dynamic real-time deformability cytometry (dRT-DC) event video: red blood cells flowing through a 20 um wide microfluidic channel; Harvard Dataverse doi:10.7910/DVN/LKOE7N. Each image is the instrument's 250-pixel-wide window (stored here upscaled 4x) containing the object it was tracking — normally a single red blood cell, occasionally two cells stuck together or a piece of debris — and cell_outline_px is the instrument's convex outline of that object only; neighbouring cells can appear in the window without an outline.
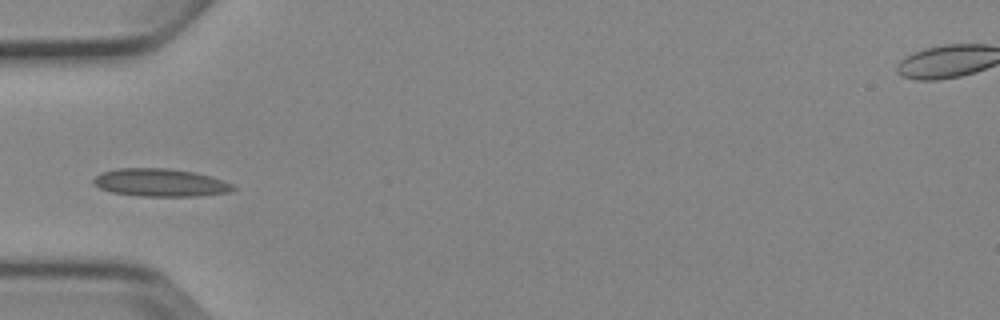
{"species": "Egyptian fruit bat (a non-hibernating species)", "species_latin": "Rousettus aegyptiacus", "temperature_condition": "cold", "stored_images_in_passage": 4, "camera_frame_rate_fps": 3000, "um_per_image_px": 0.085, "animal": {"sex": "female"}, "frame": {"image": 1, "passage_image": 4, "time_ms": 3.667, "image_size_px": [1000, 320], "cell_outline_px": [[236, 188], [228, 192], [200, 196], [140, 196], [112, 192], [100, 188], [92, 184], [92, 180], [100, 172], [116, 168], [168, 168], [196, 172], [212, 176], [224, 180], [232, 184]], "centroid_in_image_um": [13.62, 15.51], "position_along_channel_um": 71.4, "area_um2": 22.89}}